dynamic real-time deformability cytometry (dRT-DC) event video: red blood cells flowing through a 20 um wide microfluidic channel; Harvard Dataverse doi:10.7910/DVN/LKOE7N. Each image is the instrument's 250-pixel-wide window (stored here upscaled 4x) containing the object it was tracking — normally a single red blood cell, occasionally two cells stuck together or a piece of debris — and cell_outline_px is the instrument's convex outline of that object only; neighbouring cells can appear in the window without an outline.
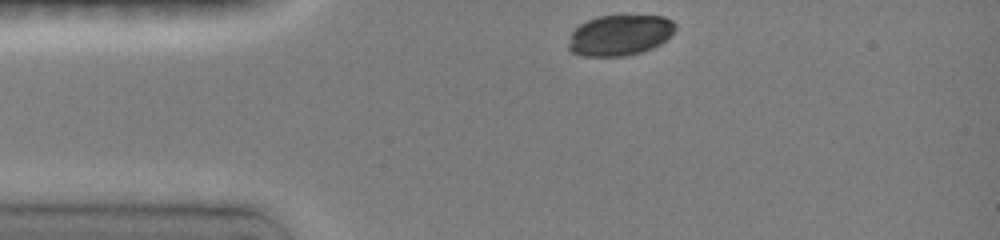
{"species": "common noctule bat (a hibernating species)", "species_latin": "Nyctalus noctula", "temperature_condition": "room temperature", "stored_images_in_passage": 33, "camera_frame_rate_fps": 3000, "um_per_image_px": 0.085, "animal": {"sex": "female", "body_mass_g": 19.0, "forearm_length_mm": 51.5}, "frame": {"image": 1, "passage_image": 1, "time_ms": 0.0, "image_size_px": [1000, 240], "cell_outline_px": [[676, 28], [660, 44], [652, 48], [640, 52], [620, 56], [584, 56], [572, 52], [568, 48], [568, 44], [572, 32], [580, 24], [596, 16], [620, 12], [664, 16], [672, 20], [676, 24]], "centroid_in_image_um": [52.69, 2.92], "position_along_channel_um": 32.3, "area_um2": 26.07}}
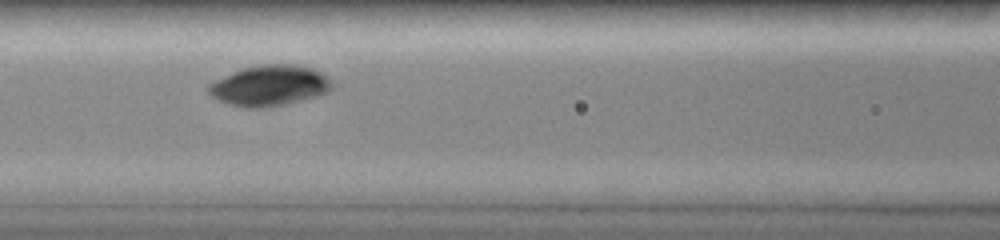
{"frame": {"image": 2, "passage_image": 12, "time_ms": 3.667, "image_size_px": [1000, 240], "cell_outline_px": [[332, 88], [328, 92], [316, 96], [284, 104], [264, 108], [248, 108], [232, 104], [220, 100], [212, 96], [208, 92], [208, 84], [216, 80], [244, 68], [260, 64], [300, 64], [312, 68], [320, 72], [332, 84]], "centroid_in_image_um": [22.92, 7.27], "position_along_channel_um": 143.7, "area_um2": 28.78}}
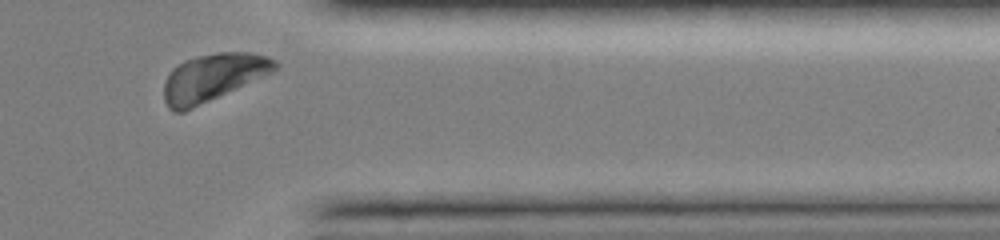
{"frame": {"image": 3, "passage_image": 31, "time_ms": 10.0, "image_size_px": [1000, 240], "cell_outline_px": [[280, 64], [272, 72], [184, 112], [172, 112], [168, 108], [164, 100], [164, 84], [172, 68], [184, 60], [216, 52], [252, 52], [268, 56], [276, 60]], "centroid_in_image_um": [18.09, 6.57], "position_along_channel_um": 393.3, "area_um2": 30.52}, "authors_computed_cell_mechanics": {"area_um2": 29.5936, "velocity_mm_per_s": 3.9645, "shape_relaxation_time_tau1_ms": 0.3895, "shape_relaxation_time_tau2_ms": null, "deformation_change_tau1": 0.0335, "deformation_change_tau2": null}}